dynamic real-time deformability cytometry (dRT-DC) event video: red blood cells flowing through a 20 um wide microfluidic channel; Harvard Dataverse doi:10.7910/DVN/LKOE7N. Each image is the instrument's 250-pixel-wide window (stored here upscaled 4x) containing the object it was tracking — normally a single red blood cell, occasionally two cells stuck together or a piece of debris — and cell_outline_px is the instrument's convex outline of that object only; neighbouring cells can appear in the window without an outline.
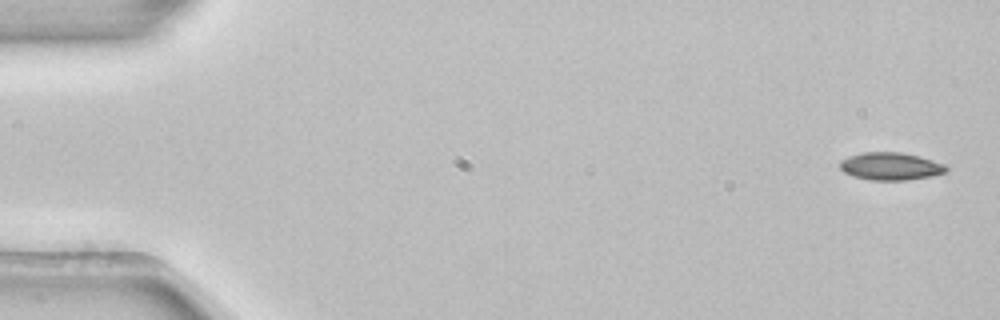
{"species": "common noctule bat (a hibernating species)", "species_latin": "Nyctalus noctula", "temperature_condition": "room temperature", "stored_images_in_passage": 5, "camera_frame_rate_fps": 3000, "um_per_image_px": 0.085, "animal": {"sex": "female", "body_mass_g": 22.7, "forearm_length_mm": 54.2}, "frame": {"image": 1, "passage_image": 1, "time_ms": 0.0, "image_size_px": [1000, 320], "cell_outline_px": [[948, 172], [932, 176], [908, 180], [868, 180], [852, 176], [844, 172], [840, 168], [840, 160], [848, 156], [864, 152], [900, 152], [920, 156], [944, 164], [948, 168]], "centroid_in_image_um": [75.7, 14.14], "position_along_channel_um": 9.3, "area_um2": 17.28}}
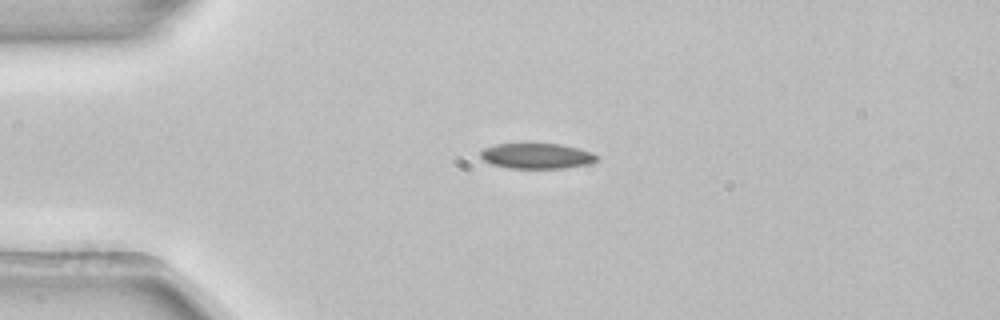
{"frame": {"image": 2, "passage_image": 4, "time_ms": 1.0, "image_size_px": [1000, 320], "cell_outline_px": [[600, 156], [596, 160], [588, 164], [564, 168], [508, 168], [492, 164], [484, 160], [480, 156], [480, 152], [484, 148], [496, 144], [560, 144], [592, 152]], "centroid_in_image_um": [45.62, 13.26], "position_along_channel_um": 39.4, "area_um2": 17.11}}